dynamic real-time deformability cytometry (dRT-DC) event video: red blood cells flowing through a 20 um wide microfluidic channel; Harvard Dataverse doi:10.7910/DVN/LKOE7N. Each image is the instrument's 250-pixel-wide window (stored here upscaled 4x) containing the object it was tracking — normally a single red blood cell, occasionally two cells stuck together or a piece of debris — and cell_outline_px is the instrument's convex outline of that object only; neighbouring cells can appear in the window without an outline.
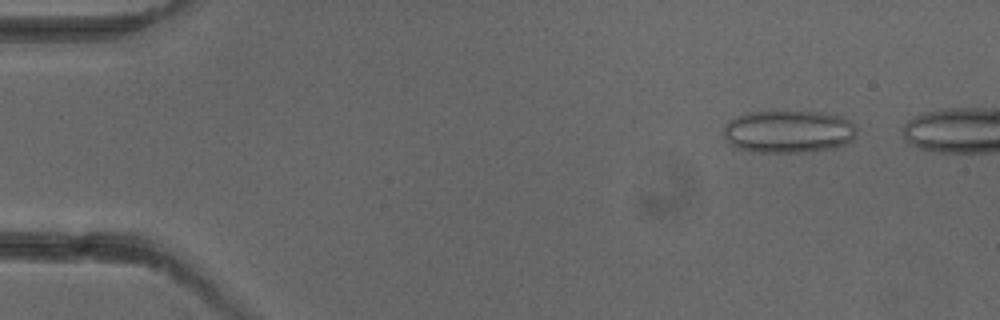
{"species": "common noctule bat (a hibernating species)", "species_latin": "Nyctalus noctula", "temperature_condition": "cold", "stored_images_in_passage": 5, "camera_frame_rate_fps": 3000, "um_per_image_px": 0.085, "animal": {"sex": "female"}, "frame": {"image": 1, "passage_image": 2, "time_ms": 1.333, "image_size_px": [1000, 320], "cell_outline_px": [[856, 136], [852, 140], [844, 144], [832, 148], [800, 152], [752, 152], [736, 148], [724, 136], [724, 128], [728, 120], [736, 116], [748, 112], [772, 108], [824, 112], [840, 116], [856, 124]], "centroid_in_image_um": [67.0, 11.12], "position_along_channel_um": 18.0, "area_um2": 34.16}}